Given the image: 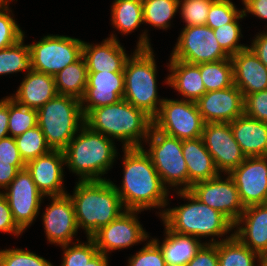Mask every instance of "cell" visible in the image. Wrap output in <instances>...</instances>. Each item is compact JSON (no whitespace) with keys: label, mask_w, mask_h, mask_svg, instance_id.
Here are the masks:
<instances>
[{"label":"cell","mask_w":267,"mask_h":266,"mask_svg":"<svg viewBox=\"0 0 267 266\" xmlns=\"http://www.w3.org/2000/svg\"><path fill=\"white\" fill-rule=\"evenodd\" d=\"M83 40L65 35H47L29 44L32 69L55 76L82 56Z\"/></svg>","instance_id":"cell-10"},{"label":"cell","mask_w":267,"mask_h":266,"mask_svg":"<svg viewBox=\"0 0 267 266\" xmlns=\"http://www.w3.org/2000/svg\"><path fill=\"white\" fill-rule=\"evenodd\" d=\"M85 125L114 141H121L122 148H141L142 141L149 136L153 119L121 99L115 104L92 109L85 116Z\"/></svg>","instance_id":"cell-3"},{"label":"cell","mask_w":267,"mask_h":266,"mask_svg":"<svg viewBox=\"0 0 267 266\" xmlns=\"http://www.w3.org/2000/svg\"><path fill=\"white\" fill-rule=\"evenodd\" d=\"M200 73L206 92L234 85L233 63L230 59L200 63Z\"/></svg>","instance_id":"cell-32"},{"label":"cell","mask_w":267,"mask_h":266,"mask_svg":"<svg viewBox=\"0 0 267 266\" xmlns=\"http://www.w3.org/2000/svg\"><path fill=\"white\" fill-rule=\"evenodd\" d=\"M201 138L220 174H229L246 158L233 136L230 123H205Z\"/></svg>","instance_id":"cell-15"},{"label":"cell","mask_w":267,"mask_h":266,"mask_svg":"<svg viewBox=\"0 0 267 266\" xmlns=\"http://www.w3.org/2000/svg\"><path fill=\"white\" fill-rule=\"evenodd\" d=\"M182 152L189 175V190L196 182L210 180L220 175L201 137L182 140Z\"/></svg>","instance_id":"cell-27"},{"label":"cell","mask_w":267,"mask_h":266,"mask_svg":"<svg viewBox=\"0 0 267 266\" xmlns=\"http://www.w3.org/2000/svg\"><path fill=\"white\" fill-rule=\"evenodd\" d=\"M124 152L123 180L118 187L114 184L126 210H150L163 208L164 213L170 191L157 173L150 156L141 148H122Z\"/></svg>","instance_id":"cell-1"},{"label":"cell","mask_w":267,"mask_h":266,"mask_svg":"<svg viewBox=\"0 0 267 266\" xmlns=\"http://www.w3.org/2000/svg\"><path fill=\"white\" fill-rule=\"evenodd\" d=\"M17 148L25 163L48 153L51 148L47 145L44 134L37 125L23 134L15 137Z\"/></svg>","instance_id":"cell-35"},{"label":"cell","mask_w":267,"mask_h":266,"mask_svg":"<svg viewBox=\"0 0 267 266\" xmlns=\"http://www.w3.org/2000/svg\"><path fill=\"white\" fill-rule=\"evenodd\" d=\"M140 210H126L117 219L101 227L91 237L99 252L108 255L109 251L128 248L149 239L137 214Z\"/></svg>","instance_id":"cell-13"},{"label":"cell","mask_w":267,"mask_h":266,"mask_svg":"<svg viewBox=\"0 0 267 266\" xmlns=\"http://www.w3.org/2000/svg\"><path fill=\"white\" fill-rule=\"evenodd\" d=\"M51 204L42 214L44 232L47 240L57 246L67 245L72 242L78 232L74 205L68 194L52 196Z\"/></svg>","instance_id":"cell-17"},{"label":"cell","mask_w":267,"mask_h":266,"mask_svg":"<svg viewBox=\"0 0 267 266\" xmlns=\"http://www.w3.org/2000/svg\"><path fill=\"white\" fill-rule=\"evenodd\" d=\"M217 241L219 266H256L255 260L259 265L265 262L259 254L249 249L234 236L233 232L226 238Z\"/></svg>","instance_id":"cell-29"},{"label":"cell","mask_w":267,"mask_h":266,"mask_svg":"<svg viewBox=\"0 0 267 266\" xmlns=\"http://www.w3.org/2000/svg\"><path fill=\"white\" fill-rule=\"evenodd\" d=\"M9 4L10 1L0 9V50L15 44L25 35L15 18L12 17L13 13L9 9Z\"/></svg>","instance_id":"cell-42"},{"label":"cell","mask_w":267,"mask_h":266,"mask_svg":"<svg viewBox=\"0 0 267 266\" xmlns=\"http://www.w3.org/2000/svg\"><path fill=\"white\" fill-rule=\"evenodd\" d=\"M108 256L98 252L86 266H109Z\"/></svg>","instance_id":"cell-52"},{"label":"cell","mask_w":267,"mask_h":266,"mask_svg":"<svg viewBox=\"0 0 267 266\" xmlns=\"http://www.w3.org/2000/svg\"><path fill=\"white\" fill-rule=\"evenodd\" d=\"M242 12L231 0H215L209 9L206 26L216 29L233 22Z\"/></svg>","instance_id":"cell-40"},{"label":"cell","mask_w":267,"mask_h":266,"mask_svg":"<svg viewBox=\"0 0 267 266\" xmlns=\"http://www.w3.org/2000/svg\"><path fill=\"white\" fill-rule=\"evenodd\" d=\"M196 104L205 123H230L244 114V97L235 85L208 91Z\"/></svg>","instance_id":"cell-18"},{"label":"cell","mask_w":267,"mask_h":266,"mask_svg":"<svg viewBox=\"0 0 267 266\" xmlns=\"http://www.w3.org/2000/svg\"><path fill=\"white\" fill-rule=\"evenodd\" d=\"M9 1H12V0H0V9L5 6ZM14 1V0H13Z\"/></svg>","instance_id":"cell-53"},{"label":"cell","mask_w":267,"mask_h":266,"mask_svg":"<svg viewBox=\"0 0 267 266\" xmlns=\"http://www.w3.org/2000/svg\"><path fill=\"white\" fill-rule=\"evenodd\" d=\"M37 125L51 150H64L85 125L81 100L57 94L37 110Z\"/></svg>","instance_id":"cell-7"},{"label":"cell","mask_w":267,"mask_h":266,"mask_svg":"<svg viewBox=\"0 0 267 266\" xmlns=\"http://www.w3.org/2000/svg\"><path fill=\"white\" fill-rule=\"evenodd\" d=\"M234 228V236L267 261V204L245 207Z\"/></svg>","instance_id":"cell-21"},{"label":"cell","mask_w":267,"mask_h":266,"mask_svg":"<svg viewBox=\"0 0 267 266\" xmlns=\"http://www.w3.org/2000/svg\"><path fill=\"white\" fill-rule=\"evenodd\" d=\"M88 69L81 56L54 76L57 93L81 100L87 87Z\"/></svg>","instance_id":"cell-30"},{"label":"cell","mask_w":267,"mask_h":266,"mask_svg":"<svg viewBox=\"0 0 267 266\" xmlns=\"http://www.w3.org/2000/svg\"><path fill=\"white\" fill-rule=\"evenodd\" d=\"M163 252L153 238L146 242L135 255L128 259L127 266H165Z\"/></svg>","instance_id":"cell-43"},{"label":"cell","mask_w":267,"mask_h":266,"mask_svg":"<svg viewBox=\"0 0 267 266\" xmlns=\"http://www.w3.org/2000/svg\"><path fill=\"white\" fill-rule=\"evenodd\" d=\"M170 54V59L190 64L230 59L217 42L213 29L206 25L184 27Z\"/></svg>","instance_id":"cell-11"},{"label":"cell","mask_w":267,"mask_h":266,"mask_svg":"<svg viewBox=\"0 0 267 266\" xmlns=\"http://www.w3.org/2000/svg\"><path fill=\"white\" fill-rule=\"evenodd\" d=\"M215 0H179L184 27L206 25L207 15Z\"/></svg>","instance_id":"cell-39"},{"label":"cell","mask_w":267,"mask_h":266,"mask_svg":"<svg viewBox=\"0 0 267 266\" xmlns=\"http://www.w3.org/2000/svg\"><path fill=\"white\" fill-rule=\"evenodd\" d=\"M4 190L1 193L7 199L13 220L24 232L39 215L44 196L26 168L19 170Z\"/></svg>","instance_id":"cell-12"},{"label":"cell","mask_w":267,"mask_h":266,"mask_svg":"<svg viewBox=\"0 0 267 266\" xmlns=\"http://www.w3.org/2000/svg\"><path fill=\"white\" fill-rule=\"evenodd\" d=\"M25 75L16 93L10 96L17 103L38 110L58 94L54 76L33 69Z\"/></svg>","instance_id":"cell-24"},{"label":"cell","mask_w":267,"mask_h":266,"mask_svg":"<svg viewBox=\"0 0 267 266\" xmlns=\"http://www.w3.org/2000/svg\"><path fill=\"white\" fill-rule=\"evenodd\" d=\"M124 90V72H88L86 91L81 99L84 116L94 108L119 102Z\"/></svg>","instance_id":"cell-20"},{"label":"cell","mask_w":267,"mask_h":266,"mask_svg":"<svg viewBox=\"0 0 267 266\" xmlns=\"http://www.w3.org/2000/svg\"><path fill=\"white\" fill-rule=\"evenodd\" d=\"M234 85L245 97L247 94L267 90V67L247 47L231 57Z\"/></svg>","instance_id":"cell-23"},{"label":"cell","mask_w":267,"mask_h":266,"mask_svg":"<svg viewBox=\"0 0 267 266\" xmlns=\"http://www.w3.org/2000/svg\"><path fill=\"white\" fill-rule=\"evenodd\" d=\"M71 198L78 229L92 237L101 227L117 219L126 209L110 179L76 182Z\"/></svg>","instance_id":"cell-2"},{"label":"cell","mask_w":267,"mask_h":266,"mask_svg":"<svg viewBox=\"0 0 267 266\" xmlns=\"http://www.w3.org/2000/svg\"><path fill=\"white\" fill-rule=\"evenodd\" d=\"M242 4L245 16L250 13L259 19L267 20V0H242Z\"/></svg>","instance_id":"cell-49"},{"label":"cell","mask_w":267,"mask_h":266,"mask_svg":"<svg viewBox=\"0 0 267 266\" xmlns=\"http://www.w3.org/2000/svg\"><path fill=\"white\" fill-rule=\"evenodd\" d=\"M143 21L154 28L167 30L179 11V0H148L142 4Z\"/></svg>","instance_id":"cell-34"},{"label":"cell","mask_w":267,"mask_h":266,"mask_svg":"<svg viewBox=\"0 0 267 266\" xmlns=\"http://www.w3.org/2000/svg\"><path fill=\"white\" fill-rule=\"evenodd\" d=\"M204 124L196 102L183 99L164 98L153 118L156 130L180 140L201 137Z\"/></svg>","instance_id":"cell-9"},{"label":"cell","mask_w":267,"mask_h":266,"mask_svg":"<svg viewBox=\"0 0 267 266\" xmlns=\"http://www.w3.org/2000/svg\"><path fill=\"white\" fill-rule=\"evenodd\" d=\"M73 243L62 245L63 258L61 266H86L90 260L99 252L94 240L91 237H87V242Z\"/></svg>","instance_id":"cell-38"},{"label":"cell","mask_w":267,"mask_h":266,"mask_svg":"<svg viewBox=\"0 0 267 266\" xmlns=\"http://www.w3.org/2000/svg\"><path fill=\"white\" fill-rule=\"evenodd\" d=\"M236 142L246 157L267 154V123L243 114L230 122Z\"/></svg>","instance_id":"cell-25"},{"label":"cell","mask_w":267,"mask_h":266,"mask_svg":"<svg viewBox=\"0 0 267 266\" xmlns=\"http://www.w3.org/2000/svg\"><path fill=\"white\" fill-rule=\"evenodd\" d=\"M221 175L196 182L189 191L202 203L219 211L235 224L245 208L233 179L228 174H224L226 178Z\"/></svg>","instance_id":"cell-14"},{"label":"cell","mask_w":267,"mask_h":266,"mask_svg":"<svg viewBox=\"0 0 267 266\" xmlns=\"http://www.w3.org/2000/svg\"><path fill=\"white\" fill-rule=\"evenodd\" d=\"M133 1H137V2H139V3H145L146 1H148V0H133Z\"/></svg>","instance_id":"cell-55"},{"label":"cell","mask_w":267,"mask_h":266,"mask_svg":"<svg viewBox=\"0 0 267 266\" xmlns=\"http://www.w3.org/2000/svg\"><path fill=\"white\" fill-rule=\"evenodd\" d=\"M0 232L13 234L18 237L23 231L14 222L7 199L0 191Z\"/></svg>","instance_id":"cell-46"},{"label":"cell","mask_w":267,"mask_h":266,"mask_svg":"<svg viewBox=\"0 0 267 266\" xmlns=\"http://www.w3.org/2000/svg\"><path fill=\"white\" fill-rule=\"evenodd\" d=\"M186 266H219L217 243H204Z\"/></svg>","instance_id":"cell-45"},{"label":"cell","mask_w":267,"mask_h":266,"mask_svg":"<svg viewBox=\"0 0 267 266\" xmlns=\"http://www.w3.org/2000/svg\"><path fill=\"white\" fill-rule=\"evenodd\" d=\"M251 46L248 47L254 52L258 59L267 67V31L255 35Z\"/></svg>","instance_id":"cell-50"},{"label":"cell","mask_w":267,"mask_h":266,"mask_svg":"<svg viewBox=\"0 0 267 266\" xmlns=\"http://www.w3.org/2000/svg\"><path fill=\"white\" fill-rule=\"evenodd\" d=\"M26 168L24 160L0 159V190L5 189L15 178L17 172Z\"/></svg>","instance_id":"cell-47"},{"label":"cell","mask_w":267,"mask_h":266,"mask_svg":"<svg viewBox=\"0 0 267 266\" xmlns=\"http://www.w3.org/2000/svg\"><path fill=\"white\" fill-rule=\"evenodd\" d=\"M180 198L187 199L188 203L179 207L166 208L160 216L164 227L180 235H188L201 239L212 238L208 244H216L215 236L224 237L234 230V224L222 213L202 203L189 190L176 191Z\"/></svg>","instance_id":"cell-5"},{"label":"cell","mask_w":267,"mask_h":266,"mask_svg":"<svg viewBox=\"0 0 267 266\" xmlns=\"http://www.w3.org/2000/svg\"><path fill=\"white\" fill-rule=\"evenodd\" d=\"M24 38L0 50V75L32 70L30 47L24 44Z\"/></svg>","instance_id":"cell-33"},{"label":"cell","mask_w":267,"mask_h":266,"mask_svg":"<svg viewBox=\"0 0 267 266\" xmlns=\"http://www.w3.org/2000/svg\"><path fill=\"white\" fill-rule=\"evenodd\" d=\"M257 266H267V261H265L262 265H257Z\"/></svg>","instance_id":"cell-56"},{"label":"cell","mask_w":267,"mask_h":266,"mask_svg":"<svg viewBox=\"0 0 267 266\" xmlns=\"http://www.w3.org/2000/svg\"><path fill=\"white\" fill-rule=\"evenodd\" d=\"M228 175L238 189L244 208L267 204V160L265 157H246Z\"/></svg>","instance_id":"cell-16"},{"label":"cell","mask_w":267,"mask_h":266,"mask_svg":"<svg viewBox=\"0 0 267 266\" xmlns=\"http://www.w3.org/2000/svg\"><path fill=\"white\" fill-rule=\"evenodd\" d=\"M0 266H54L45 258L28 249L0 250Z\"/></svg>","instance_id":"cell-41"},{"label":"cell","mask_w":267,"mask_h":266,"mask_svg":"<svg viewBox=\"0 0 267 266\" xmlns=\"http://www.w3.org/2000/svg\"><path fill=\"white\" fill-rule=\"evenodd\" d=\"M114 140L84 125L63 150L65 165L79 181L102 178L112 168L118 152Z\"/></svg>","instance_id":"cell-6"},{"label":"cell","mask_w":267,"mask_h":266,"mask_svg":"<svg viewBox=\"0 0 267 266\" xmlns=\"http://www.w3.org/2000/svg\"><path fill=\"white\" fill-rule=\"evenodd\" d=\"M65 155L62 150H50L48 153L26 163L39 192L45 197L61 196L65 191L64 170Z\"/></svg>","instance_id":"cell-19"},{"label":"cell","mask_w":267,"mask_h":266,"mask_svg":"<svg viewBox=\"0 0 267 266\" xmlns=\"http://www.w3.org/2000/svg\"><path fill=\"white\" fill-rule=\"evenodd\" d=\"M147 32L140 35L133 55L125 63L123 99L153 119L164 99L158 98L157 65Z\"/></svg>","instance_id":"cell-4"},{"label":"cell","mask_w":267,"mask_h":266,"mask_svg":"<svg viewBox=\"0 0 267 266\" xmlns=\"http://www.w3.org/2000/svg\"><path fill=\"white\" fill-rule=\"evenodd\" d=\"M111 22L122 35L138 29L144 24L142 3L133 0H114L111 6Z\"/></svg>","instance_id":"cell-31"},{"label":"cell","mask_w":267,"mask_h":266,"mask_svg":"<svg viewBox=\"0 0 267 266\" xmlns=\"http://www.w3.org/2000/svg\"><path fill=\"white\" fill-rule=\"evenodd\" d=\"M35 126H37V109L25 107L9 96V136L15 138Z\"/></svg>","instance_id":"cell-36"},{"label":"cell","mask_w":267,"mask_h":266,"mask_svg":"<svg viewBox=\"0 0 267 266\" xmlns=\"http://www.w3.org/2000/svg\"><path fill=\"white\" fill-rule=\"evenodd\" d=\"M82 57L88 72H124L130 57L121 45L116 34L110 35L99 44L83 43Z\"/></svg>","instance_id":"cell-22"},{"label":"cell","mask_w":267,"mask_h":266,"mask_svg":"<svg viewBox=\"0 0 267 266\" xmlns=\"http://www.w3.org/2000/svg\"><path fill=\"white\" fill-rule=\"evenodd\" d=\"M9 96L3 97L0 100V139L9 136Z\"/></svg>","instance_id":"cell-51"},{"label":"cell","mask_w":267,"mask_h":266,"mask_svg":"<svg viewBox=\"0 0 267 266\" xmlns=\"http://www.w3.org/2000/svg\"><path fill=\"white\" fill-rule=\"evenodd\" d=\"M165 266H185V265H179V264H169V263H166Z\"/></svg>","instance_id":"cell-54"},{"label":"cell","mask_w":267,"mask_h":266,"mask_svg":"<svg viewBox=\"0 0 267 266\" xmlns=\"http://www.w3.org/2000/svg\"><path fill=\"white\" fill-rule=\"evenodd\" d=\"M169 75L165 83L182 95L183 100L196 102L205 93L200 64H190L181 60L169 59Z\"/></svg>","instance_id":"cell-26"},{"label":"cell","mask_w":267,"mask_h":266,"mask_svg":"<svg viewBox=\"0 0 267 266\" xmlns=\"http://www.w3.org/2000/svg\"><path fill=\"white\" fill-rule=\"evenodd\" d=\"M244 114L267 123V90L247 94L244 97Z\"/></svg>","instance_id":"cell-44"},{"label":"cell","mask_w":267,"mask_h":266,"mask_svg":"<svg viewBox=\"0 0 267 266\" xmlns=\"http://www.w3.org/2000/svg\"><path fill=\"white\" fill-rule=\"evenodd\" d=\"M244 17L246 16L242 12L233 22L213 29L217 42L230 57L248 47L245 44H239L241 37H243L239 20Z\"/></svg>","instance_id":"cell-37"},{"label":"cell","mask_w":267,"mask_h":266,"mask_svg":"<svg viewBox=\"0 0 267 266\" xmlns=\"http://www.w3.org/2000/svg\"><path fill=\"white\" fill-rule=\"evenodd\" d=\"M165 239L161 242L154 238L163 252L166 263L185 265L195 256L196 252L204 244L201 240L193 236L180 235L169 231L166 227Z\"/></svg>","instance_id":"cell-28"},{"label":"cell","mask_w":267,"mask_h":266,"mask_svg":"<svg viewBox=\"0 0 267 266\" xmlns=\"http://www.w3.org/2000/svg\"><path fill=\"white\" fill-rule=\"evenodd\" d=\"M145 143H148L150 148L144 151L150 156L163 185L168 189L174 187L177 191L189 190L182 140L166 135L152 126Z\"/></svg>","instance_id":"cell-8"},{"label":"cell","mask_w":267,"mask_h":266,"mask_svg":"<svg viewBox=\"0 0 267 266\" xmlns=\"http://www.w3.org/2000/svg\"><path fill=\"white\" fill-rule=\"evenodd\" d=\"M0 159L23 160L14 137L8 136L0 139Z\"/></svg>","instance_id":"cell-48"}]
</instances>
